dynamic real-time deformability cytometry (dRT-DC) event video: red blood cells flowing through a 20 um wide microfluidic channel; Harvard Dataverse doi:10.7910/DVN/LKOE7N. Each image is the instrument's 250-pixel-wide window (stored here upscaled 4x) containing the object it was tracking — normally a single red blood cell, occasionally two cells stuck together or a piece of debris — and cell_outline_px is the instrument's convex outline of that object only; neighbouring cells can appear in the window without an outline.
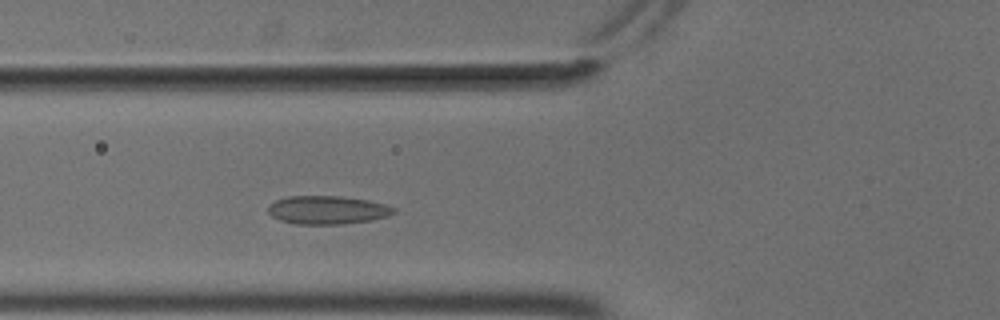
{"species": "common noctule bat (a hibernating species)", "species_latin": "Nyctalus noctula", "temperature_condition": "cold", "stored_images_in_passage": 47, "camera_frame_rate_fps": 3000, "um_per_image_px": 0.085, "animal": {"sex": "male", "body_mass_g": 18.8}, "frame": {"image": 1, "passage_image": 13, "time_ms": 4.0, "image_size_px": [1000, 320], "cell_outline_px": [[396, 212], [388, 216], [372, 220], [340, 224], [296, 224], [280, 220], [272, 216], [268, 212], [268, 204], [276, 200], [288, 196], [340, 196], [368, 200], [384, 204], [396, 208]], "centroid_in_image_um": [27.83, 17.84], "position_along_channel_um": 98.0, "area_um2": 20.81}}
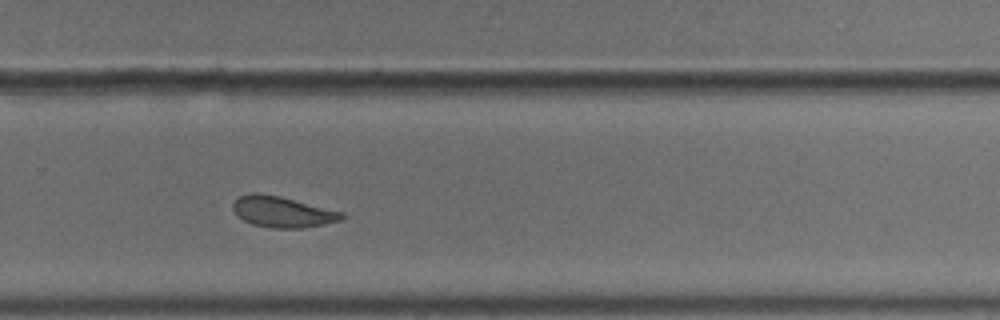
{"frame": {"image": 2, "passage_image": 30, "time_ms": 9.667, "image_size_px": [1000, 320], "cell_outline_px": [[344, 216], [340, 220], [324, 224], [300, 228], [272, 228], [252, 224], [244, 220], [232, 208], [232, 204], [236, 196], [248, 192], [260, 192], [280, 196], [344, 212]], "centroid_in_image_um": [23.96, 17.98], "position_along_channel_um": 305.8, "area_um2": 19.71}}
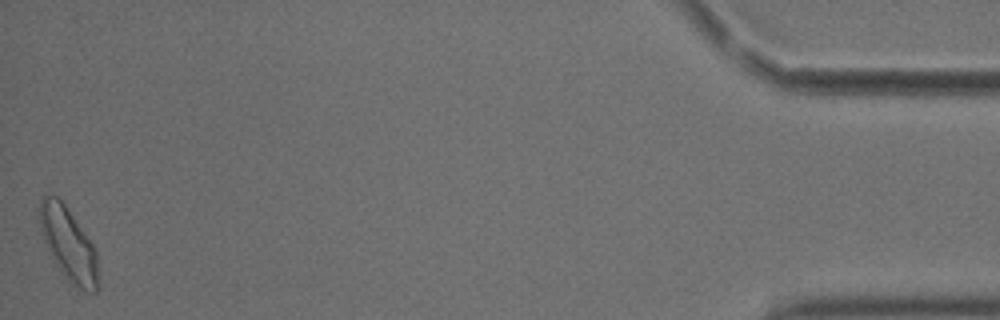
{"frame": {"image": 3, "passage_image": 47, "time_ms": 15.333, "image_size_px": [1000, 320], "cell_outline_px": [[96, 292], [92, 292], [76, 288], [68, 280], [52, 260], [40, 232], [36, 216], [40, 196], [56, 196], [64, 204], [92, 244], [96, 252]], "centroid_in_image_um": [5.71, 20.7], "position_along_channel_um": 429.5, "area_um2": 24.74}, "authors_computed_cell_mechanics": {"area_um2": 20.5768, "velocity_mm_per_s": 3.6694, "shape_relaxation_time_tau1_ms": null, "shape_relaxation_time_tau2_ms": 2.5133, "deformation_change_tau1": null, "deformation_change_tau2": 0.058}}